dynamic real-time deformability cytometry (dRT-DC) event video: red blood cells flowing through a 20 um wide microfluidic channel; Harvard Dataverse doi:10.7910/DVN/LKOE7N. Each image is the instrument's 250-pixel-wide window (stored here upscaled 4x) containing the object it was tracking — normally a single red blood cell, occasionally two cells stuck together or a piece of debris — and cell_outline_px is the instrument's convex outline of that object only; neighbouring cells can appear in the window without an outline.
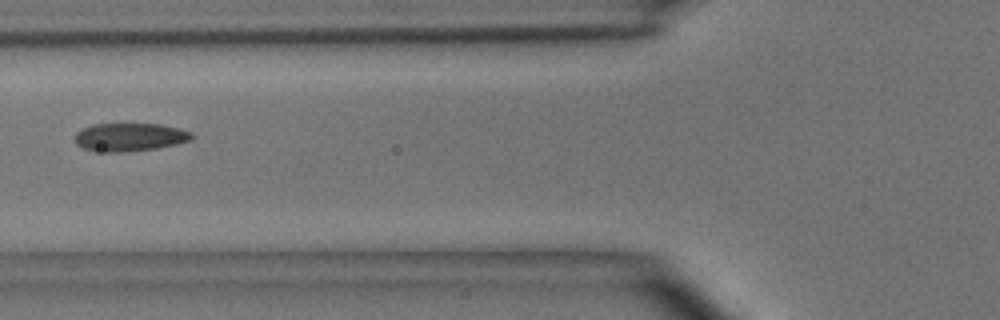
{"species": "common noctule bat (a hibernating species)", "species_latin": "Nyctalus noctula", "temperature_condition": "room temperature", "stored_images_in_passage": 7, "camera_frame_rate_fps": 3000, "um_per_image_px": 0.085, "animal": {"sex": "male", "body_mass_g": 15.6}, "frame": {"image": 1, "passage_image": 6, "time_ms": 6.0, "image_size_px": [1000, 320], "cell_outline_px": [[196, 136], [192, 140], [176, 144], [156, 148], [128, 152], [96, 152], [84, 148], [76, 144], [76, 132], [92, 124], [160, 124], [180, 128], [192, 132]], "centroid_in_image_um": [11.07, 11.66], "position_along_channel_um": 114.7, "area_um2": 19.36}}